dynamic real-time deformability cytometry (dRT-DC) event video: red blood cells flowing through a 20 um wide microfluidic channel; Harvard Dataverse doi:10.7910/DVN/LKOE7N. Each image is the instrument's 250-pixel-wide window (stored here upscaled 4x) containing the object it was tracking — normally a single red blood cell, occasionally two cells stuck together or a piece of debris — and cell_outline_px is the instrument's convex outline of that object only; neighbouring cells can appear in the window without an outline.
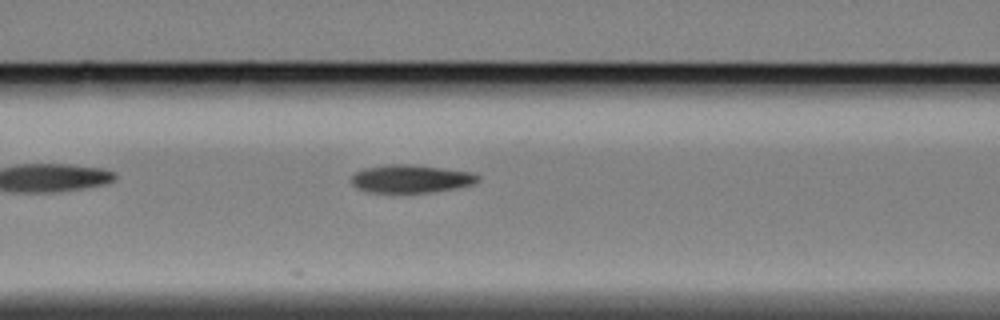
{"species": "Egyptian fruit bat (a non-hibernating species)", "species_latin": "Rousettus aegyptiacus", "temperature_condition": "cold", "stored_images_in_passage": 16, "camera_frame_rate_fps": 3000, "um_per_image_px": 0.085, "animal": {"sex": "female"}, "frame": {"image": 1, "passage_image": 7, "time_ms": 2.0, "image_size_px": [1000, 320], "cell_outline_px": [[480, 180], [472, 184], [456, 188], [432, 192], [392, 196], [368, 192], [356, 188], [352, 184], [352, 176], [356, 172], [364, 168], [388, 164], [404, 164], [440, 168], [472, 172], [480, 176]], "centroid_in_image_um": [34.87, 15.25], "position_along_channel_um": 131.7, "area_um2": 21.39}}
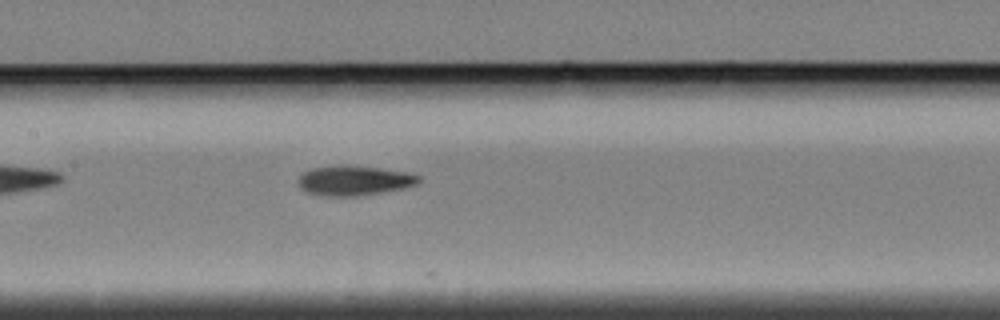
{"frame": {"image": 2, "passage_image": 11, "time_ms": 3.333, "image_size_px": [1000, 320], "cell_outline_px": [[420, 180], [416, 184], [404, 188], [356, 196], [324, 196], [308, 192], [300, 188], [296, 180], [304, 172], [312, 168], [340, 164], [348, 164], [380, 168], [408, 172], [420, 176]], "centroid_in_image_um": [30.07, 15.33], "position_along_channel_um": 177.3, "area_um2": 21.1}}
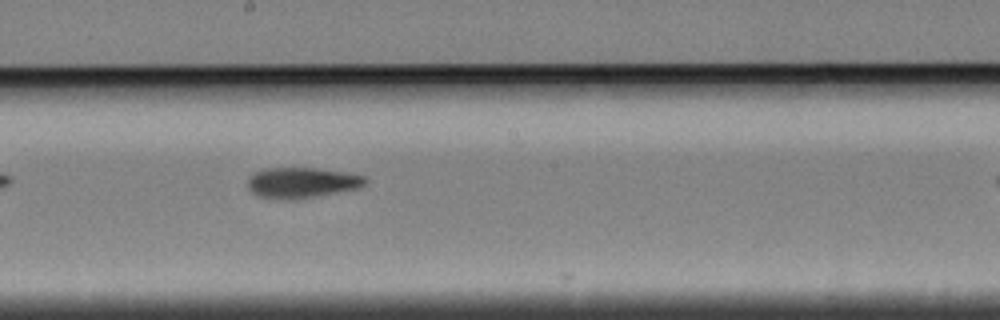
{"frame": {"image": 3, "passage_image": 15, "time_ms": 4.667, "image_size_px": [1000, 320], "cell_outline_px": [[368, 180], [360, 188], [292, 200], [260, 196], [252, 192], [248, 188], [248, 180], [256, 172], [264, 168], [312, 168], [340, 172], [364, 176]], "centroid_in_image_um": [25.65, 15.53], "position_along_channel_um": 222.5, "area_um2": 20.46}}